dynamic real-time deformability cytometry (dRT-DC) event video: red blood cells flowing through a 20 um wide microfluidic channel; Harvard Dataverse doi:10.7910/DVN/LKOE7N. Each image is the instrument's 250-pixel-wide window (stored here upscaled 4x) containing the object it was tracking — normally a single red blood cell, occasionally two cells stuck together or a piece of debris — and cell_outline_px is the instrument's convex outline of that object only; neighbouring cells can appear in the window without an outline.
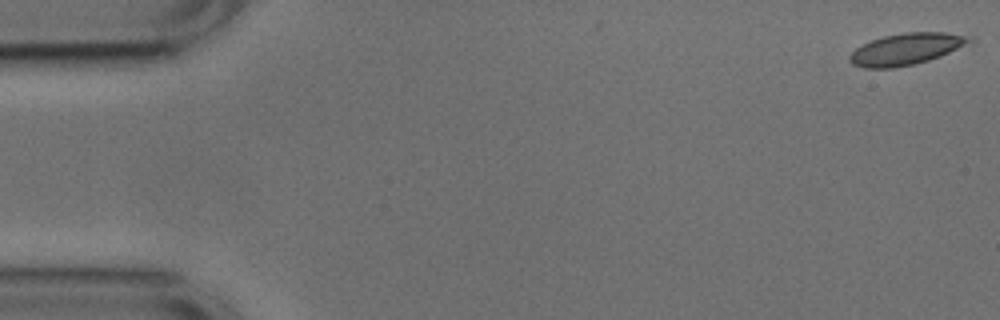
{"species": "common noctule bat (a hibernating species)", "species_latin": "Nyctalus noctula", "temperature_condition": "cold", "stored_images_in_passage": 7, "camera_frame_rate_fps": 3000, "um_per_image_px": 0.085, "animal": {"sex": "male", "body_mass_g": 17.9, "forearm_length_mm": 54.2}, "frame": {"image": 1, "passage_image": 1, "time_ms": 0.0, "image_size_px": [1000, 320], "cell_outline_px": [[976, 40], [972, 44], [940, 56], [928, 60], [912, 64], [892, 68], [864, 68], [852, 64], [848, 60], [848, 56], [856, 48], [872, 40], [884, 36], [904, 32], [944, 32], [972, 36]], "centroid_in_image_um": [77.1, 4.16], "position_along_channel_um": 7.9, "area_um2": 22.25}}